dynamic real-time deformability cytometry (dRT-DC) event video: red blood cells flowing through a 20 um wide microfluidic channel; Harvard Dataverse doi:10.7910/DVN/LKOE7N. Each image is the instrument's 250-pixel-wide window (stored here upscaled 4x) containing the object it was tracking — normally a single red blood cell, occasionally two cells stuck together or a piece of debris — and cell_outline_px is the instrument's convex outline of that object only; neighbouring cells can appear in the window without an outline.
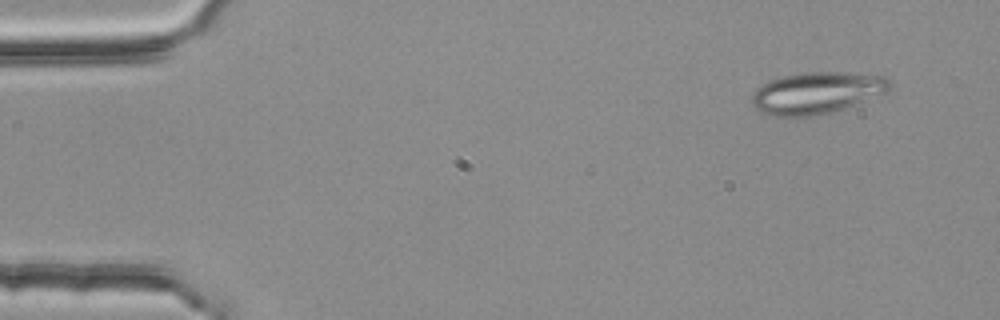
{"species": "common noctule bat (a hibernating species)", "species_latin": "Nyctalus noctula", "temperature_condition": "room temperature", "stored_images_in_passage": 5, "camera_frame_rate_fps": 3000, "um_per_image_px": 0.085, "animal": {"sex": "female", "body_mass_g": 25.1}, "frame": {"image": 1, "passage_image": 1, "time_ms": 0.0, "image_size_px": [1000, 320], "cell_outline_px": [[892, 84], [888, 92], [844, 108], [832, 112], [812, 116], [776, 116], [760, 112], [752, 104], [752, 96], [756, 88], [772, 80], [784, 76], [800, 72], [836, 72], [884, 76], [892, 80]], "centroid_in_image_um": [69.45, 7.89], "position_along_channel_um": 15.6, "area_um2": 33.35}}